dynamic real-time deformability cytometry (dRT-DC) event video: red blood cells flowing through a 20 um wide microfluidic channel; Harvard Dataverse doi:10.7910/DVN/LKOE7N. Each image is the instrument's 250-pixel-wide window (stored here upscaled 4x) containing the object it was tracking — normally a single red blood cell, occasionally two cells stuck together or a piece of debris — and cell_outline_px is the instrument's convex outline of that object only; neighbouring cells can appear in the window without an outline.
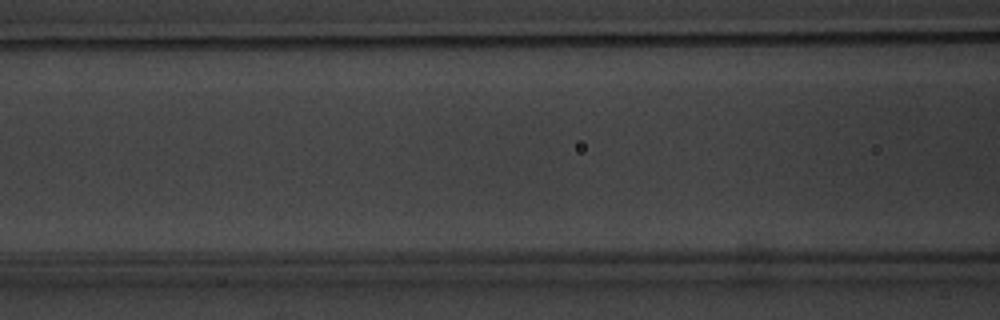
{"species": "common noctule bat (a hibernating species)", "species_latin": "Nyctalus noctula", "temperature_condition": "warm", "stored_images_in_passage": 4, "camera_frame_rate_fps": 3000, "um_per_image_px": 0.085, "animal": {"sex": "male", "body_mass_g": 20.1, "forearm_length_mm": 53.5}, "frame": {"image": 1, "passage_image": 4, "time_ms": 4.333, "image_size_px": [1000, 320], "cell_outline_px": [[684, 192], [656, 200], [584, 208], [544, 204], [540, 192], [540, 188], [568, 180], [572, 180], [668, 184]], "centroid_in_image_um": [51.29, 16.42], "position_along_channel_um": 115.3, "area_um2": 20.63}}